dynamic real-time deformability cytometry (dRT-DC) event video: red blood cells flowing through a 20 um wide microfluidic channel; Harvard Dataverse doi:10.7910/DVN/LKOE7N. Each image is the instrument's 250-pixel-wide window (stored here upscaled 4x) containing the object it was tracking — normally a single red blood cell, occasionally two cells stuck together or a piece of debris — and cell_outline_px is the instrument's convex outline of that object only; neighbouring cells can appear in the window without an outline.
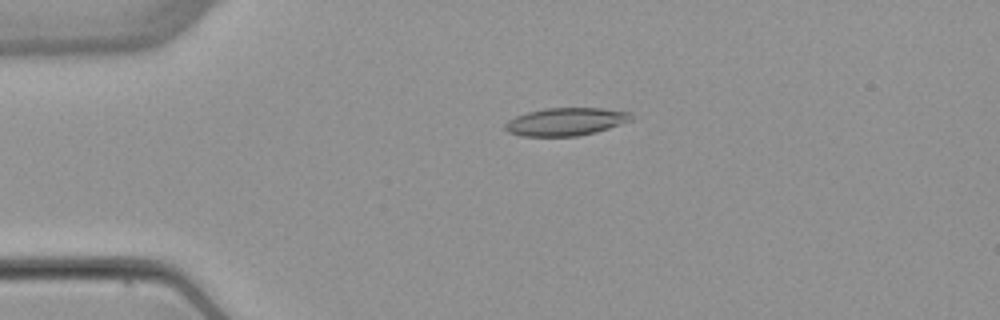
{"species": "common noctule bat (a hibernating species)", "species_latin": "Nyctalus noctula", "temperature_condition": "warm", "stored_images_in_passage": 5, "camera_frame_rate_fps": 3000, "um_per_image_px": 0.085, "animal": {"sex": "female", "body_mass_g": 22.7, "forearm_length_mm": 54.2}, "frame": {"image": 1, "passage_image": 4, "time_ms": 3.667, "image_size_px": [1000, 320], "cell_outline_px": [[632, 120], [596, 132], [576, 136], [520, 136], [508, 132], [504, 128], [504, 124], [508, 120], [516, 116], [528, 112], [544, 108], [604, 108], [632, 112]], "centroid_in_image_um": [48.09, 10.34], "position_along_channel_um": 36.9, "area_um2": 20.52}}